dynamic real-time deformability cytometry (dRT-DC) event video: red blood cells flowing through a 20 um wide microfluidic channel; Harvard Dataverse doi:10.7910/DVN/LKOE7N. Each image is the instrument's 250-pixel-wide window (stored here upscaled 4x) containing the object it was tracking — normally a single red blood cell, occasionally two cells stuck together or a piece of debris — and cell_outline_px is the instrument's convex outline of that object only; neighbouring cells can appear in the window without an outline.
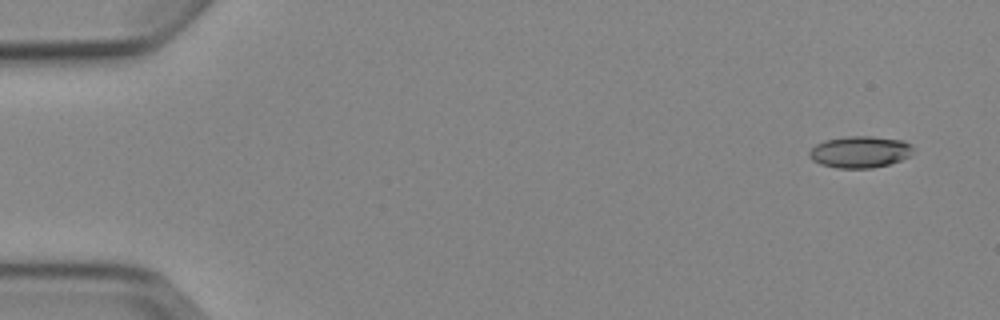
{"species": "Egyptian fruit bat (a non-hibernating species)", "species_latin": "Rousettus aegyptiacus", "temperature_condition": "cold", "stored_images_in_passage": 7, "camera_frame_rate_fps": 3000, "um_per_image_px": 0.085, "animal": {"sex": "female"}, "frame": {"image": 1, "passage_image": 1, "time_ms": 0.0, "image_size_px": [1000, 320], "cell_outline_px": [[912, 152], [908, 156], [900, 160], [888, 164], [872, 168], [836, 168], [820, 164], [812, 160], [808, 156], [808, 152], [816, 144], [824, 140], [844, 136], [872, 136], [904, 140], [912, 144]], "centroid_in_image_um": [73.07, 12.9], "position_along_channel_um": 11.9, "area_um2": 19.31}}
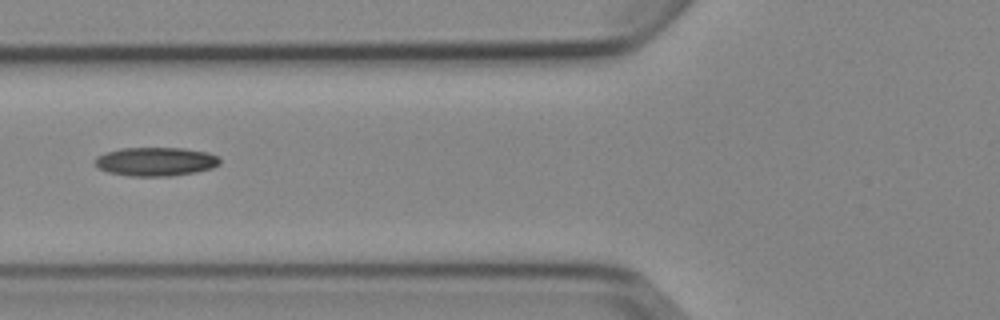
{"frame": {"image": 2, "passage_image": 6, "time_ms": 6.0, "image_size_px": [1000, 320], "cell_outline_px": [[220, 164], [212, 168], [196, 172], [172, 176], [132, 176], [108, 172], [100, 168], [96, 164], [96, 156], [104, 152], [120, 148], [184, 148], [208, 152], [220, 156]], "centroid_in_image_um": [13.28, 13.73], "position_along_channel_um": 112.5, "area_um2": 21.04}}
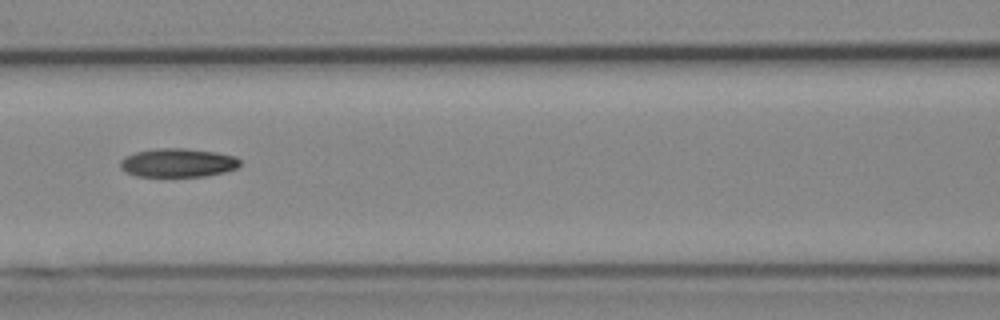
{"frame": {"image": 3, "passage_image": 7, "time_ms": 7.0, "image_size_px": [1000, 320], "cell_outline_px": [[240, 164], [236, 168], [224, 172], [204, 176], [136, 176], [124, 172], [120, 168], [120, 160], [124, 156], [136, 152], [156, 148], [188, 148], [216, 152], [236, 156], [240, 160]], "centroid_in_image_um": [15.09, 13.83], "position_along_channel_um": 151.5, "area_um2": 20.17}}